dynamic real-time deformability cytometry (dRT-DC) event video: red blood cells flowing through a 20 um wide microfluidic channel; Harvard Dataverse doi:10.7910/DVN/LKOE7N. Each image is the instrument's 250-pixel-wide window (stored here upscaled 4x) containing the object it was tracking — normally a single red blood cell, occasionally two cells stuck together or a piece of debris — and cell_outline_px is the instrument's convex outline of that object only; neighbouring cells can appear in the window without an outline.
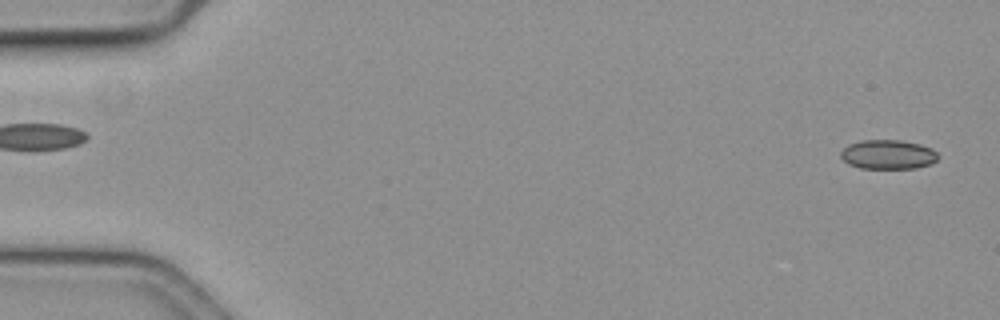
{"species": "common noctule bat (a hibernating species)", "species_latin": "Nyctalus noctula", "temperature_condition": "cold", "stored_images_in_passage": 59, "camera_frame_rate_fps": 3000, "um_per_image_px": 0.085, "animal": {"sex": "female", "body_mass_g": 19.3, "forearm_length_mm": 54.1}, "frame": {"image": 1, "passage_image": 2, "time_ms": 0.333, "image_size_px": [1000, 320], "cell_outline_px": [[940, 156], [936, 160], [928, 164], [916, 168], [860, 168], [848, 164], [840, 156], [840, 152], [848, 144], [860, 140], [900, 140], [920, 144], [932, 148]], "centroid_in_image_um": [75.47, 13.12], "position_along_channel_um": 9.5, "area_um2": 16.65}}
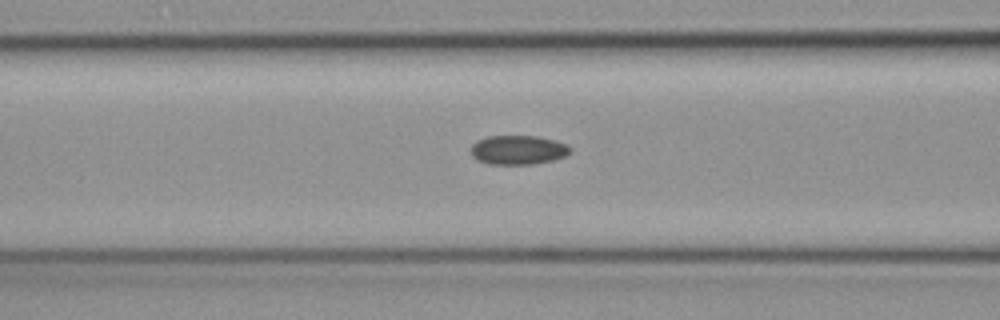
{"frame": {"image": 2, "passage_image": 24, "time_ms": 7.667, "image_size_px": [1000, 320], "cell_outline_px": [[572, 152], [564, 156], [552, 160], [532, 164], [488, 164], [476, 160], [472, 156], [472, 144], [476, 140], [488, 136], [536, 136], [568, 144], [572, 148]], "centroid_in_image_um": [44.03, 12.74], "position_along_channel_um": 122.6, "area_um2": 16.94}}
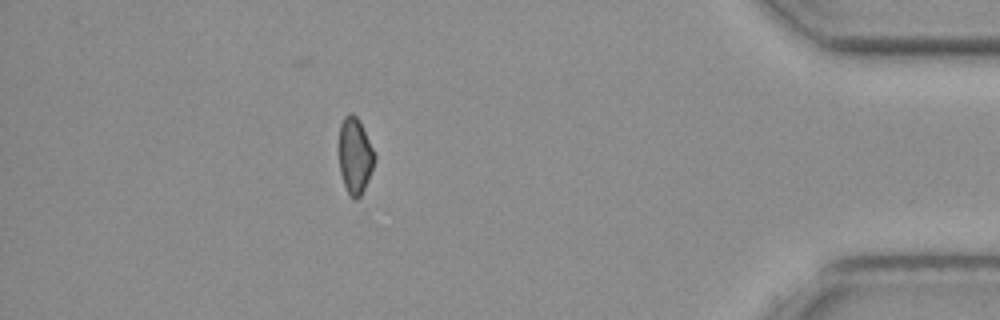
{"frame": {"image": 3, "passage_image": 52, "time_ms": 17.0, "image_size_px": [1000, 320], "cell_outline_px": [[376, 160], [368, 180], [360, 196], [356, 200], [348, 192], [344, 184], [340, 172], [340, 124], [344, 116], [348, 112], [352, 112], [360, 120], [376, 156]], "centroid_in_image_um": [30.19, 13.19], "position_along_channel_um": 405.0, "area_um2": 15.66}, "authors_computed_cell_mechanics": {"area_um2": 16.9354, "velocity_mm_per_s": 3.5543, "shape_relaxation_time_tau1_ms": 9.3417, "shape_relaxation_time_tau2_ms": null, "deformation_change_tau1": 0.0845, "deformation_change_tau2": null}}